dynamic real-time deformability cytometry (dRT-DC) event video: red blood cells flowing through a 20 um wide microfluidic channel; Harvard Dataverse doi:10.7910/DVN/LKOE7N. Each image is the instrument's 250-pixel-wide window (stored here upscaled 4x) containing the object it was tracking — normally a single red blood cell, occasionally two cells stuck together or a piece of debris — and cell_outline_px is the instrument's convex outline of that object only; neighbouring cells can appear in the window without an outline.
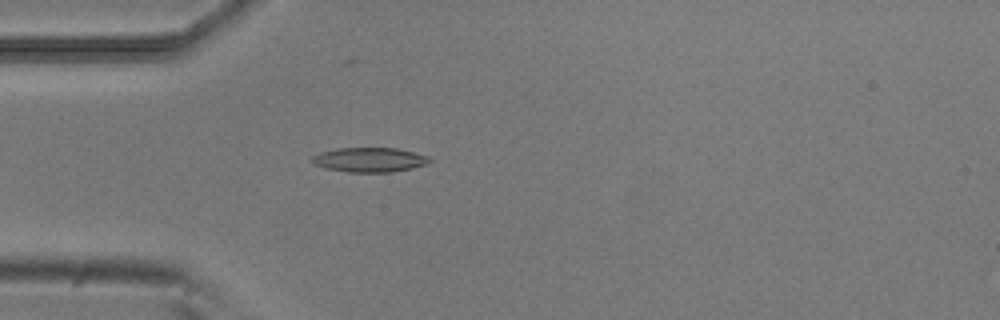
{"species": "common noctule bat (a hibernating species)", "species_latin": "Nyctalus noctula", "temperature_condition": "room temperature", "stored_images_in_passage": 53, "camera_frame_rate_fps": 3000, "um_per_image_px": 0.085, "animal": {"sex": "male", "body_mass_g": 20.5, "forearm_length_mm": 52.5}, "frame": {"image": 1, "passage_image": 15, "time_ms": 4.667, "image_size_px": [1000, 320], "cell_outline_px": [[432, 160], [428, 164], [412, 168], [392, 172], [348, 172], [324, 168], [312, 164], [312, 156], [320, 152], [336, 148], [396, 148], [428, 156]], "centroid_in_image_um": [31.39, 13.58], "position_along_channel_um": 53.6, "area_um2": 16.88}}
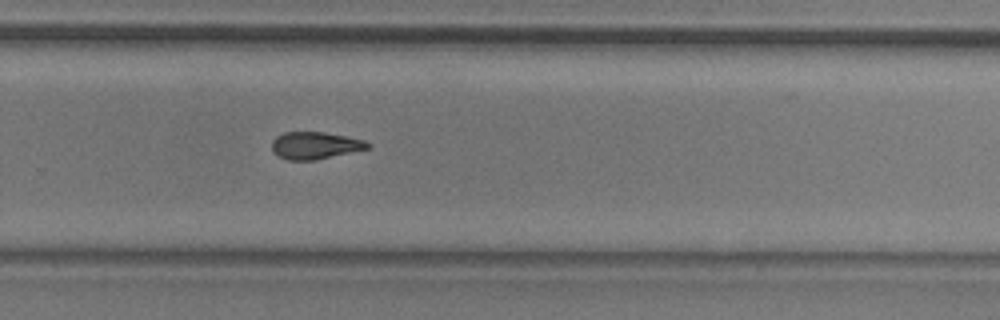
{"frame": {"image": 2, "passage_image": 35, "time_ms": 11.333, "image_size_px": [1000, 320], "cell_outline_px": [[372, 144], [368, 148], [316, 160], [288, 160], [272, 152], [272, 140], [276, 136], [284, 132], [324, 132], [364, 140]], "centroid_in_image_um": [26.75, 12.36], "position_along_channel_um": 303.0, "area_um2": 15.09}}
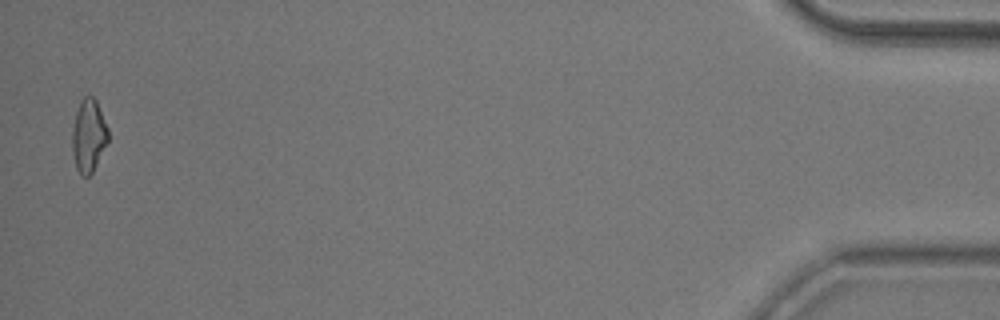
{"frame": {"image": 3, "passage_image": 52, "time_ms": 17.0, "image_size_px": [1000, 320], "cell_outline_px": [[108, 140], [92, 172], [88, 176], [80, 176], [76, 168], [72, 152], [72, 132], [76, 112], [80, 100], [84, 96], [92, 96], [96, 100], [108, 128]], "centroid_in_image_um": [7.51, 11.53], "position_along_channel_um": 427.7, "area_um2": 15.14}, "authors_computed_cell_mechanics": {"area_um2": 15.7794, "velocity_mm_per_s": 3.8253, "shape_relaxation_time_tau1_ms": 7.5605, "shape_relaxation_time_tau2_ms": 6.9615, "deformation_change_tau1": 0.2277, "deformation_change_tau2": 0.1622}}